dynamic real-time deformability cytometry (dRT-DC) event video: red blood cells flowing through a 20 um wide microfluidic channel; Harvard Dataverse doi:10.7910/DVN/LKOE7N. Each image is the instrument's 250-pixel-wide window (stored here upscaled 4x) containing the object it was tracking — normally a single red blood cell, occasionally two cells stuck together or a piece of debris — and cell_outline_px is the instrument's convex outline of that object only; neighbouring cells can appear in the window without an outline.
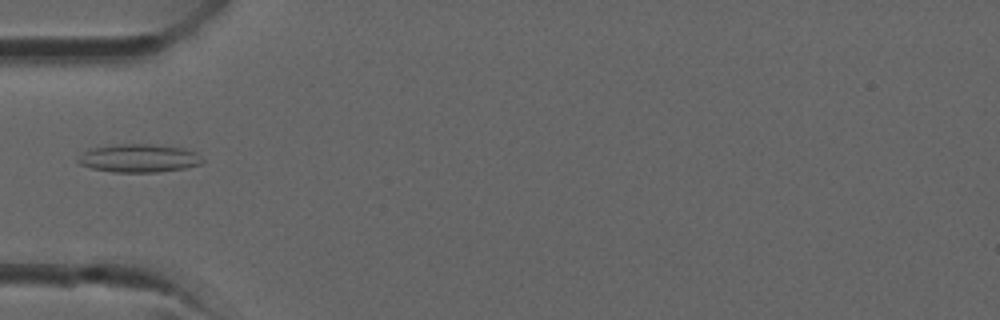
{"species": "common noctule bat (a hibernating species)", "species_latin": "Nyctalus noctula", "temperature_condition": "room temperature", "stored_images_in_passage": 36, "camera_frame_rate_fps": 3000, "um_per_image_px": 0.085, "animal": {"sex": "male", "forearm_length_mm": 52.5}, "frame": {"image": 1, "passage_image": 12, "time_ms": 3.667, "image_size_px": [1000, 320], "cell_outline_px": [[204, 160], [200, 164], [184, 168], [156, 172], [112, 172], [92, 168], [80, 164], [76, 160], [84, 152], [92, 148], [120, 144], [152, 144], [184, 148], [196, 152]], "centroid_in_image_um": [11.82, 13.45], "position_along_channel_um": 73.2, "area_um2": 20.29}}
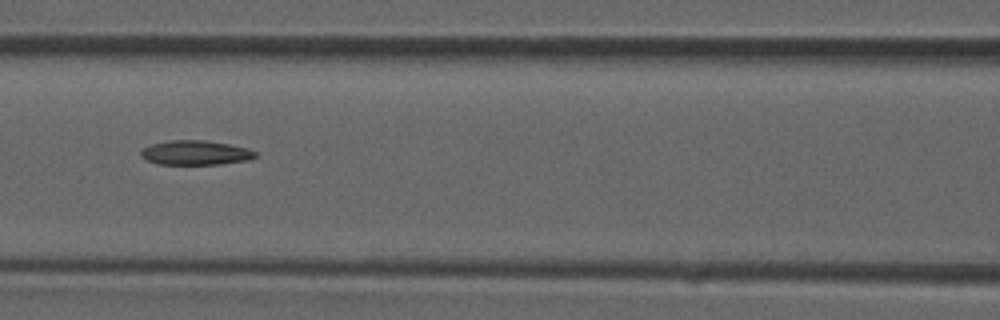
{"frame": {"image": 2, "passage_image": 16, "time_ms": 5.0, "image_size_px": [1000, 320], "cell_outline_px": [[256, 156], [248, 160], [220, 164], [156, 164], [140, 156], [140, 152], [144, 148], [152, 144], [172, 140], [204, 140], [228, 144], [248, 148], [256, 152]], "centroid_in_image_um": [16.62, 12.98], "position_along_channel_um": 150.0, "area_um2": 16.18}}
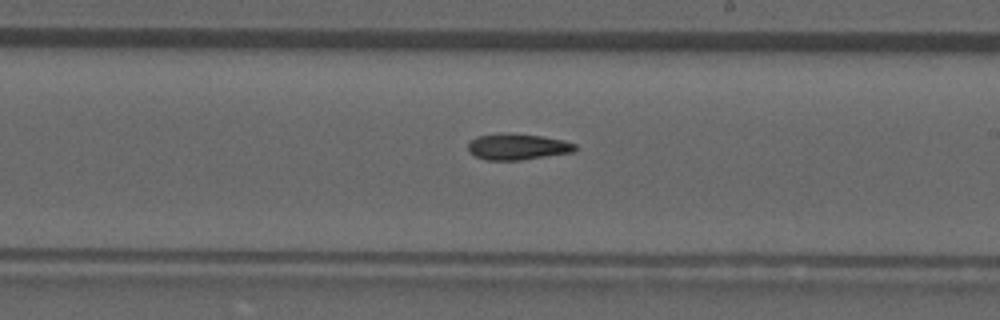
{"frame": {"image": 3, "passage_image": 21, "time_ms": 6.667, "image_size_px": [1000, 320], "cell_outline_px": [[576, 152], [520, 160], [484, 160], [468, 152], [468, 140], [476, 136], [544, 136], [564, 140], [576, 144]], "centroid_in_image_um": [44.02, 12.52], "position_along_channel_um": 245.0, "area_um2": 15.72}}